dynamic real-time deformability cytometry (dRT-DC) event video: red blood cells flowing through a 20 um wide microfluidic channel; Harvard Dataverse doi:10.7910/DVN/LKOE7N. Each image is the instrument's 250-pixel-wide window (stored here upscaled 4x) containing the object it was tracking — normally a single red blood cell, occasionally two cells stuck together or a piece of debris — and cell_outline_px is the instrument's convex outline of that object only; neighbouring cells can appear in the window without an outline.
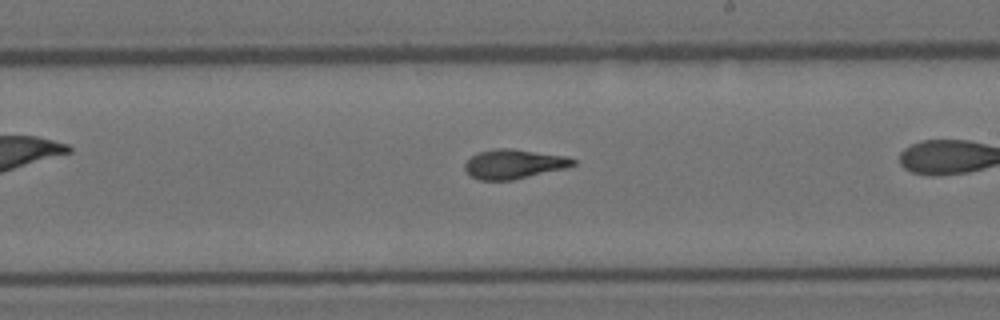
{"species": "Egyptian fruit bat (a non-hibernating species)", "species_latin": "Rousettus aegyptiacus", "temperature_condition": "room temperature", "stored_images_in_passage": 28, "camera_frame_rate_fps": 3000, "um_per_image_px": 0.085, "animal": {"sex": "female"}, "frame": {"image": 1, "passage_image": 16, "time_ms": 5.0, "image_size_px": [1000, 320], "cell_outline_px": [[576, 164], [564, 168], [512, 180], [480, 180], [468, 176], [464, 168], [464, 164], [472, 156], [480, 152], [496, 148], [512, 148], [568, 156], [576, 160]], "centroid_in_image_um": [43.66, 13.94], "position_along_channel_um": 245.3, "area_um2": 18.55}}